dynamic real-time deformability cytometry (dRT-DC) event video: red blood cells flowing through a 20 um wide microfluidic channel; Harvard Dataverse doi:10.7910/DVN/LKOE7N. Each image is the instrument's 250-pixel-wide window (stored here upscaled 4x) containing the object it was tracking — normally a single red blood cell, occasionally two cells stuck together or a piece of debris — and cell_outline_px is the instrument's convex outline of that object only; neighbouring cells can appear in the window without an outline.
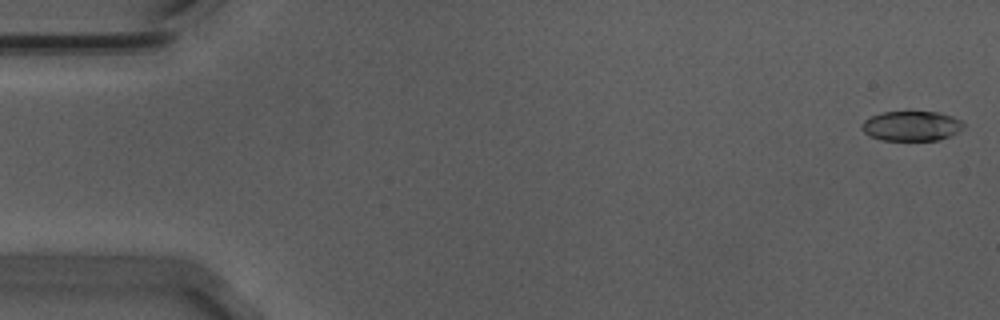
{"species": "Egyptian fruit bat (a non-hibernating species)", "species_latin": "Rousettus aegyptiacus", "temperature_condition": "warm", "stored_images_in_passage": 55, "camera_frame_rate_fps": 3000, "um_per_image_px": 0.085, "animal": {"sex": "male"}, "frame": {"image": 1, "passage_image": 1, "time_ms": 0.0, "image_size_px": [1000, 320], "cell_outline_px": [[964, 124], [956, 132], [948, 136], [936, 140], [880, 140], [864, 132], [860, 128], [860, 124], [864, 120], [880, 112], [936, 112], [952, 116], [960, 120]], "centroid_in_image_um": [77.41, 10.7], "position_along_channel_um": 7.6, "area_um2": 17.46}}
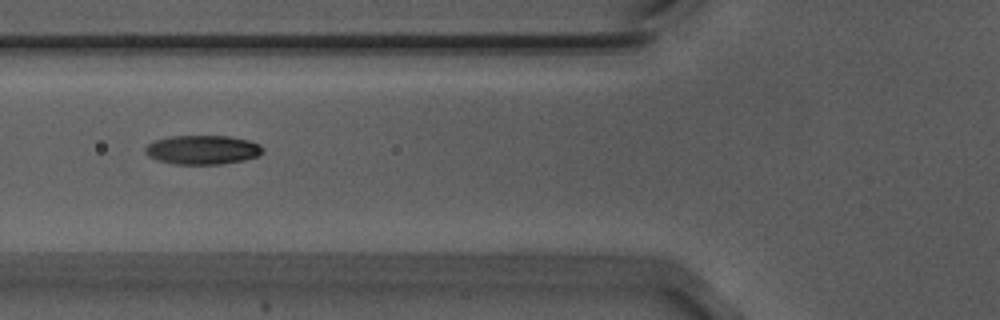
{"frame": {"image": 2, "passage_image": 21, "time_ms": 6.667, "image_size_px": [1000, 320], "cell_outline_px": [[264, 152], [256, 156], [244, 160], [220, 164], [176, 164], [160, 160], [148, 156], [144, 152], [144, 148], [148, 144], [156, 140], [172, 136], [228, 136], [248, 140], [260, 144], [264, 148]], "centroid_in_image_um": [17.23, 12.73], "position_along_channel_um": 108.6, "area_um2": 19.83}}
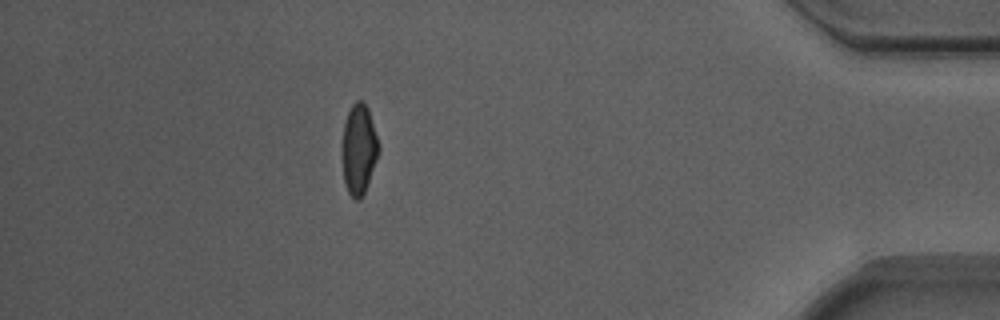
{"frame": {"image": 3, "passage_image": 49, "time_ms": 16.0, "image_size_px": [1000, 320], "cell_outline_px": [[380, 148], [376, 160], [364, 192], [360, 200], [356, 200], [348, 192], [344, 184], [344, 124], [348, 112], [352, 104], [356, 100], [364, 100], [368, 108]], "centroid_in_image_um": [30.52, 12.65], "position_along_channel_um": 404.7, "area_um2": 18.55}, "authors_computed_cell_mechanics": {"area_um2": 19.074, "velocity_mm_per_s": 3.7191, "shape_relaxation_time_tau1_ms": 5.0518, "shape_relaxation_time_tau2_ms": 1.8361, "deformation_change_tau1": 0.1681, "deformation_change_tau2": 0.0701}}